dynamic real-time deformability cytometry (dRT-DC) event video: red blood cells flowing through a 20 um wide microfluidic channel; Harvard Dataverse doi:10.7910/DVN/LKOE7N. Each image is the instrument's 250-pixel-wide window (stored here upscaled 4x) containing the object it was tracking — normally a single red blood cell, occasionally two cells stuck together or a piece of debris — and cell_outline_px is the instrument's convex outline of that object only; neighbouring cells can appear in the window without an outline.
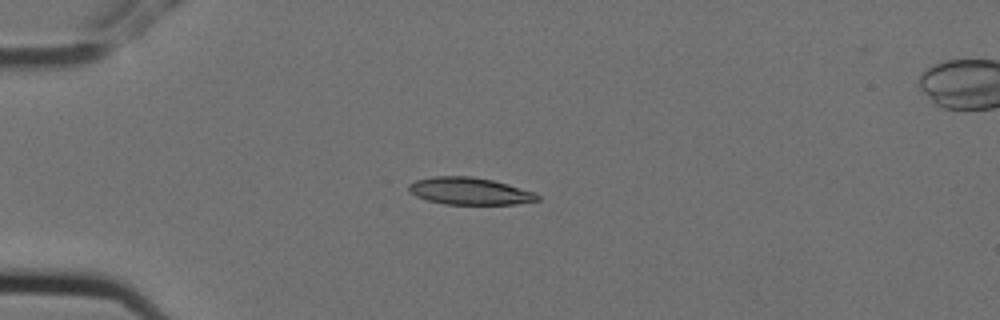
{"species": "Egyptian fruit bat (a non-hibernating species)", "species_latin": "Rousettus aegyptiacus", "temperature_condition": "cold", "stored_images_in_passage": 8, "camera_frame_rate_fps": 3000, "um_per_image_px": 0.085, "animal": {"sex": "female"}, "frame": {"image": 1, "passage_image": 5, "time_ms": 1.333, "image_size_px": [1000, 320], "cell_outline_px": [[540, 200], [516, 204], [444, 204], [428, 200], [416, 196], [408, 192], [408, 184], [416, 180], [436, 176], [472, 176], [492, 180], [508, 184], [536, 192], [540, 196]], "centroid_in_image_um": [39.93, 16.24], "position_along_channel_um": 45.1, "area_um2": 20.46}}
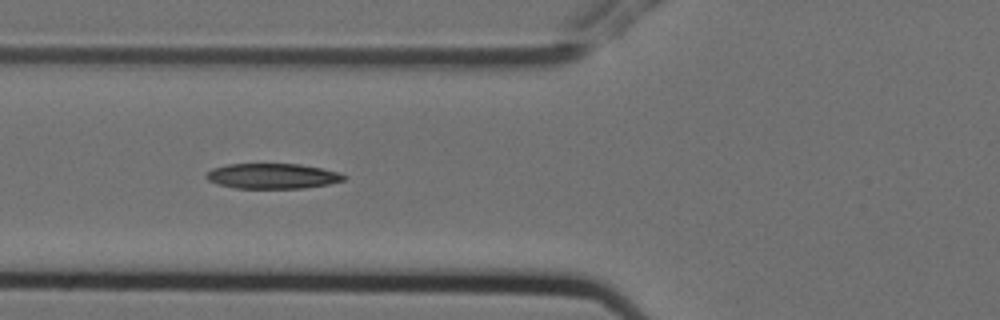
{"frame": {"image": 2, "passage_image": 7, "time_ms": 2.0, "image_size_px": [1000, 320], "cell_outline_px": [[348, 176], [344, 180], [328, 184], [304, 188], [236, 188], [216, 184], [208, 180], [204, 176], [212, 168], [228, 164], [300, 164], [340, 172]], "centroid_in_image_um": [23.16, 14.96], "position_along_channel_um": 102.6, "area_um2": 20.29}}
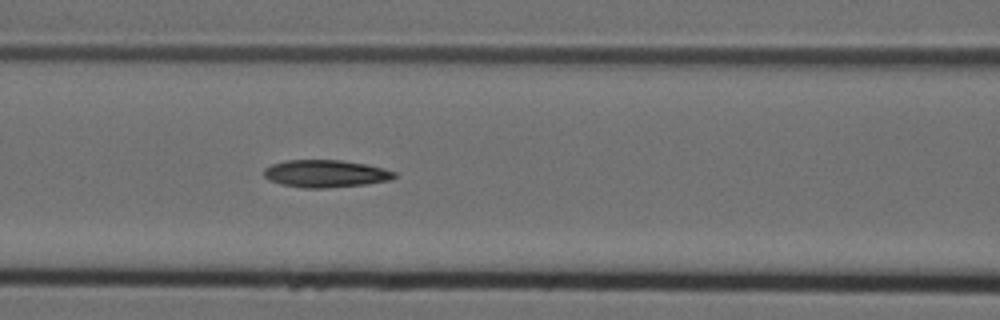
{"frame": {"image": 3, "passage_image": 8, "time_ms": 2.333, "image_size_px": [1000, 320], "cell_outline_px": [[396, 176], [392, 180], [368, 184], [324, 188], [304, 188], [280, 184], [268, 180], [264, 176], [264, 168], [272, 164], [284, 160], [340, 160], [368, 164], [384, 168], [396, 172]], "centroid_in_image_um": [27.69, 14.76], "position_along_channel_um": 138.9, "area_um2": 21.1}}